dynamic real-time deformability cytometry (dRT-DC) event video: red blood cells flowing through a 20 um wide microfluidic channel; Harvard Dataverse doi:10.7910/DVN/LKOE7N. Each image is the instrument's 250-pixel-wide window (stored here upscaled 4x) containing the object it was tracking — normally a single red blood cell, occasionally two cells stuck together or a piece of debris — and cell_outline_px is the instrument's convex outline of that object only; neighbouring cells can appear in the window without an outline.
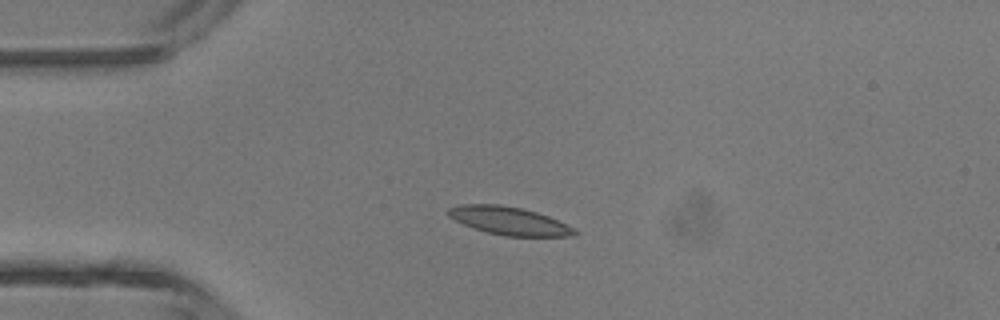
{"species": "common noctule bat (a hibernating species)", "species_latin": "Nyctalus noctula", "temperature_condition": "room temperature", "stored_images_in_passage": 3, "camera_frame_rate_fps": 3000, "um_per_image_px": 0.085, "animal": {"sex": "male", "body_mass_g": 13.3}, "frame": {"image": 1, "passage_image": 1, "time_ms": 0.0, "image_size_px": [1000, 320], "cell_outline_px": [[580, 232], [572, 236], [504, 236], [488, 232], [464, 224], [448, 216], [448, 208], [460, 204], [500, 204], [520, 208], [536, 212], [548, 216], [576, 228]], "centroid_in_image_um": [43.31, 18.77], "position_along_channel_um": 41.7, "area_um2": 20.52}}
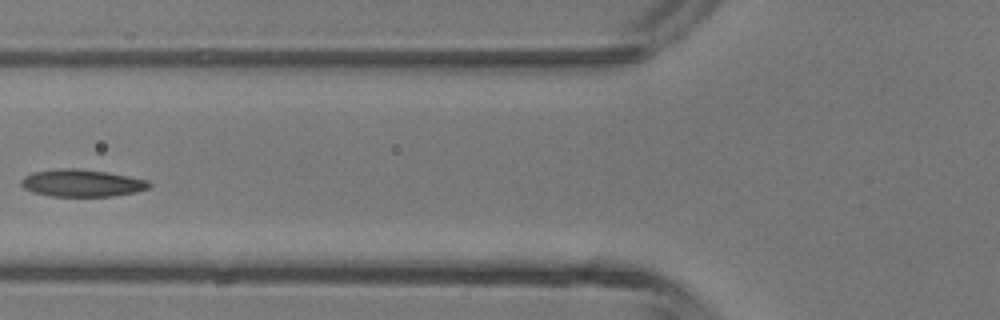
{"frame": {"image": 2, "passage_image": 3, "time_ms": 0.667, "image_size_px": [1000, 320], "cell_outline_px": [[152, 184], [148, 188], [136, 192], [112, 196], [52, 196], [32, 192], [24, 188], [20, 184], [20, 180], [24, 176], [32, 172], [56, 168], [80, 168], [108, 172], [148, 180]], "centroid_in_image_um": [6.93, 15.55], "position_along_channel_um": 118.9, "area_um2": 20.52}}